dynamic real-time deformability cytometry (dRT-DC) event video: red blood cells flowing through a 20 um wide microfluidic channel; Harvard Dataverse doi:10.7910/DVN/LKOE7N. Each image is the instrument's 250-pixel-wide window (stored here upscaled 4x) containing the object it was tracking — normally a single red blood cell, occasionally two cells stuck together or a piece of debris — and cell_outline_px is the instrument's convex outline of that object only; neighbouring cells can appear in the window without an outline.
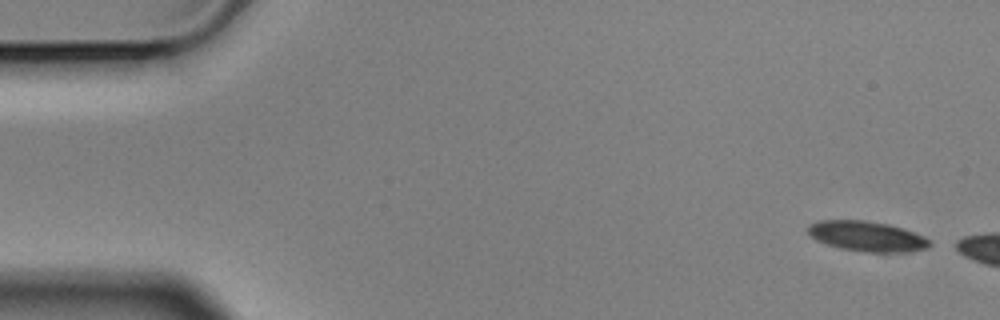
{"species": "Egyptian fruit bat (a non-hibernating species)", "species_latin": "Rousettus aegyptiacus", "temperature_condition": "cold", "stored_images_in_passage": 3, "camera_frame_rate_fps": 3000, "um_per_image_px": 0.085, "animal": {"sex": "male"}, "frame": {"image": 1, "passage_image": 1, "time_ms": 0.0, "image_size_px": [1000, 320], "cell_outline_px": [[932, 244], [928, 248], [904, 252], [864, 252], [840, 248], [816, 240], [808, 232], [808, 228], [812, 224], [820, 220], [864, 220], [888, 224], [924, 236], [932, 240]], "centroid_in_image_um": [73.73, 20.09], "position_along_channel_um": 11.3, "area_um2": 21.21}}